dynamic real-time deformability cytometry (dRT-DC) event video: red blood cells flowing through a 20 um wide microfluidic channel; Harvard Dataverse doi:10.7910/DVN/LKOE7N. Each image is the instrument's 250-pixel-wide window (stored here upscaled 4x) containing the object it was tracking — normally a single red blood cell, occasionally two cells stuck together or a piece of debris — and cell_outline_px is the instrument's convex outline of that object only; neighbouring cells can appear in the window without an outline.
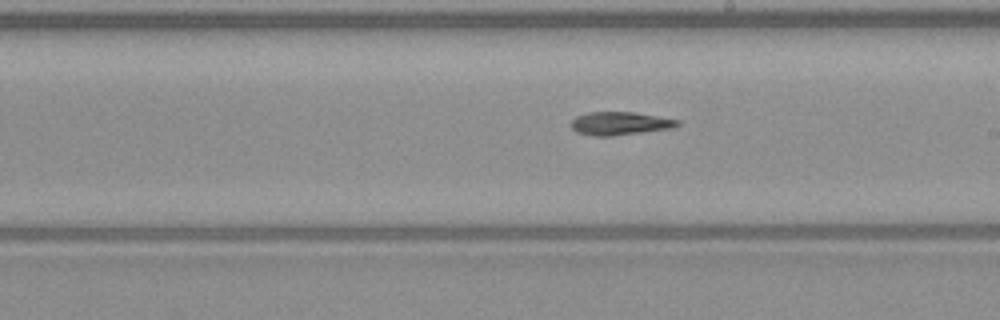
{"species": "common noctule bat (a hibernating species)", "species_latin": "Nyctalus noctula", "temperature_condition": "warm", "stored_images_in_passage": 27, "camera_frame_rate_fps": 3000, "um_per_image_px": 0.085, "animal": {"sex": "male", "body_mass_g": 23.1, "forearm_length_mm": 52.7}, "frame": {"image": 1, "passage_image": 16, "time_ms": 5.0, "image_size_px": [1000, 320], "cell_outline_px": [[680, 124], [672, 128], [612, 136], [592, 136], [576, 132], [572, 128], [572, 120], [576, 116], [588, 112], [632, 112], [680, 120]], "centroid_in_image_um": [52.67, 10.49], "position_along_channel_um": 236.3, "area_um2": 14.28}}
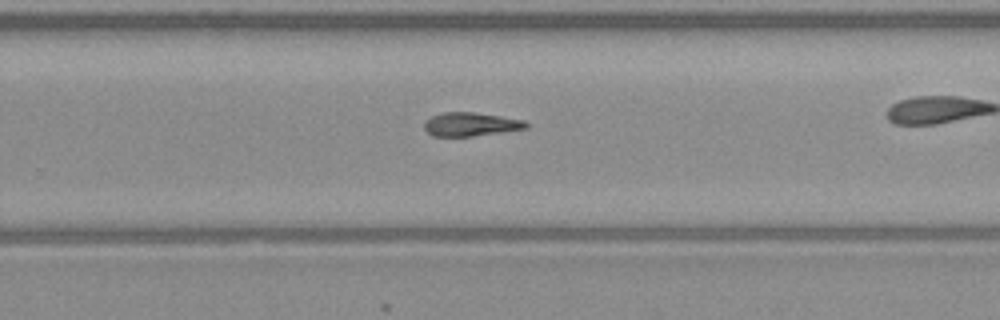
{"frame": {"image": 2, "passage_image": 20, "time_ms": 6.333, "image_size_px": [1000, 320], "cell_outline_px": [[532, 124], [528, 128], [472, 136], [432, 136], [424, 128], [424, 120], [432, 116], [444, 112], [472, 112], [500, 116], [524, 120]], "centroid_in_image_um": [40.02, 10.56], "position_along_channel_um": 289.8, "area_um2": 14.05}}